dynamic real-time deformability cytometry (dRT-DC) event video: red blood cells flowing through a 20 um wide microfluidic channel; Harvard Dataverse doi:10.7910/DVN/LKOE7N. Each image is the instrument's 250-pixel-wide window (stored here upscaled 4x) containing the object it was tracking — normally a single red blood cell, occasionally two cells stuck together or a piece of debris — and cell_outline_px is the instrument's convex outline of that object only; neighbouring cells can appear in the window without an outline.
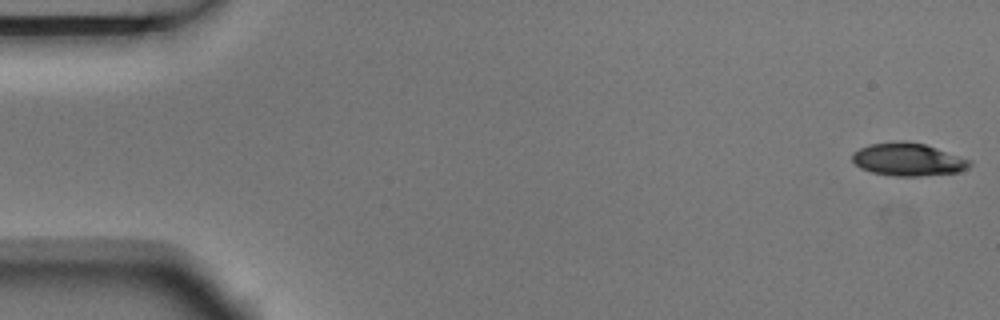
{"species": "Egyptian fruit bat (a non-hibernating species)", "species_latin": "Rousettus aegyptiacus", "temperature_condition": "room temperature", "stored_images_in_passage": 4, "camera_frame_rate_fps": 3000, "um_per_image_px": 0.085, "animal": {"sex": "male"}, "frame": {"image": 1, "passage_image": 1, "time_ms": 0.0, "image_size_px": [1000, 320], "cell_outline_px": [[972, 164], [968, 168], [960, 172], [916, 176], [896, 176], [872, 172], [860, 168], [852, 160], [852, 152], [868, 144], [900, 140], [904, 140], [924, 144], [972, 160]], "centroid_in_image_um": [77.18, 13.54], "position_along_channel_um": 7.8, "area_um2": 22.54}}
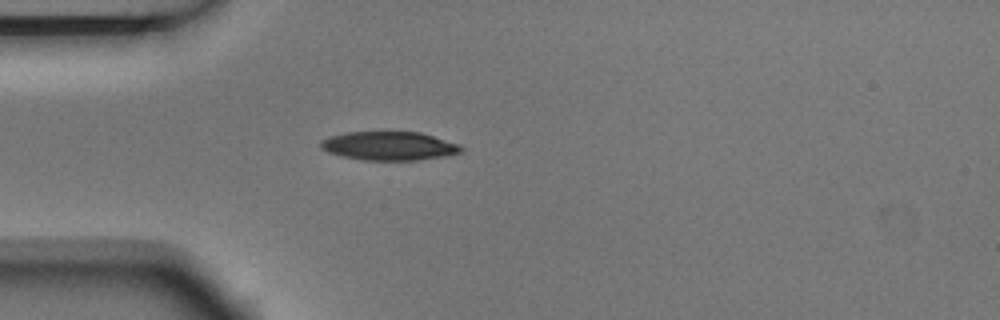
{"frame": {"image": 2, "passage_image": 4, "time_ms": 1.0, "image_size_px": [1000, 320], "cell_outline_px": [[464, 148], [460, 152], [448, 156], [416, 160], [364, 160], [340, 156], [328, 152], [320, 148], [320, 140], [328, 136], [344, 132], [420, 132], [460, 144]], "centroid_in_image_um": [33.05, 12.4], "position_along_channel_um": 51.9, "area_um2": 23.7}}